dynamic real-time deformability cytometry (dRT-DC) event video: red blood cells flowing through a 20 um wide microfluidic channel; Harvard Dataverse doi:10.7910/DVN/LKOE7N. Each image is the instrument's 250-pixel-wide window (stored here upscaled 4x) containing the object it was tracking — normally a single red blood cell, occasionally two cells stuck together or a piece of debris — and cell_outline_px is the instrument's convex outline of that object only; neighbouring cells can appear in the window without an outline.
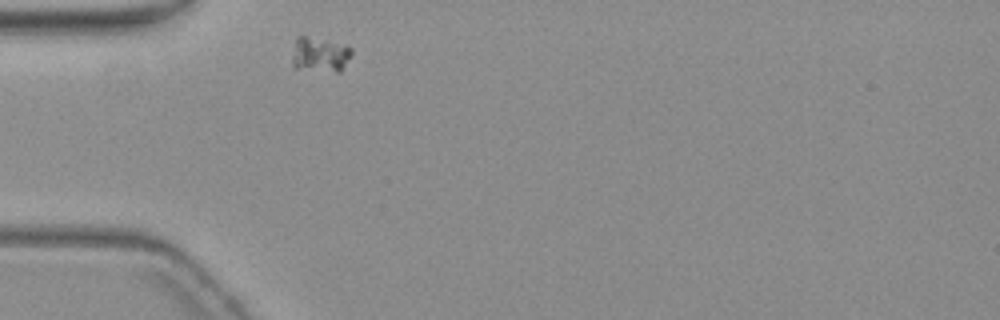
{"species": "common noctule bat (a hibernating species)", "species_latin": "Nyctalus noctula", "temperature_condition": "warm", "stored_images_in_passage": 1, "camera_frame_rate_fps": 3000, "um_per_image_px": 0.085, "animal": {"sex": "female", "body_mass_g": 19.3, "forearm_length_mm": 54.1}, "frame": {"image": 1, "passage_image": 1, "time_ms": 0.0, "image_size_px": [1000, 320], "cell_outline_px": [[352, 56], [340, 72], [336, 72], [292, 68], [292, 56], [296, 36], [304, 36], [348, 44], [352, 48]], "centroid_in_image_um": [27.22, 4.64], "position_along_channel_um": 57.8, "area_um2": 12.43}}